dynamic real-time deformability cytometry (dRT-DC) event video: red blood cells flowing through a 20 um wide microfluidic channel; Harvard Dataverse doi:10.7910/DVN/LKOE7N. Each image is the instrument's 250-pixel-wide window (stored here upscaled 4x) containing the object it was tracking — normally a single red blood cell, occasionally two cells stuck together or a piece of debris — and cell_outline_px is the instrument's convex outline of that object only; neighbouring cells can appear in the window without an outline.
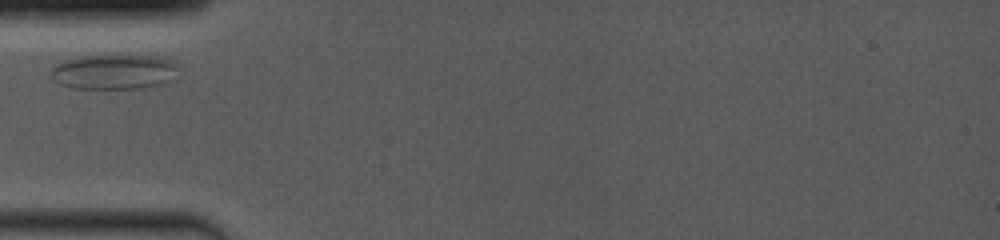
{"species": "common noctule bat (a hibernating species)", "species_latin": "Nyctalus noctula", "temperature_condition": "room temperature", "stored_images_in_passage": 38, "camera_frame_rate_fps": 4000, "um_per_image_px": 0.085, "animal": {"sex": "female", "body_mass_g": 19.0, "forearm_length_mm": 53.3}, "frame": {"image": 1, "passage_image": 1, "time_ms": 0.0, "image_size_px": [1000, 240], "cell_outline_px": [[176, 68], [168, 80], [164, 84], [140, 88], [72, 88], [60, 84], [52, 80], [52, 68], [56, 64], [64, 60], [84, 56], [148, 56], [168, 60], [176, 64]], "centroid_in_image_um": [9.6, 6.12], "position_along_channel_um": 75.4, "area_um2": 25.26}}
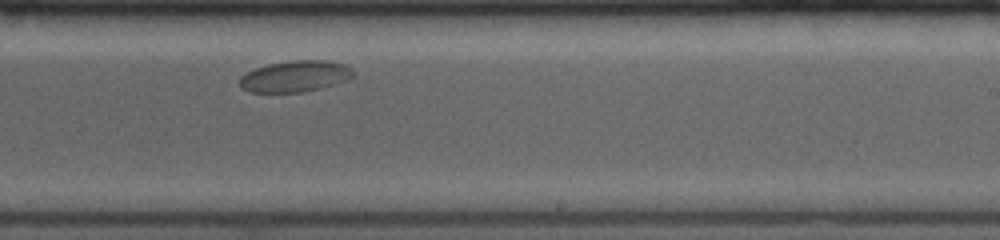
{"frame": {"image": 2, "passage_image": 22, "time_ms": 5.25, "image_size_px": [1000, 240], "cell_outline_px": [[352, 76], [344, 80], [320, 88], [304, 92], [252, 92], [244, 88], [240, 84], [240, 76], [256, 68], [268, 64], [292, 60], [324, 60], [344, 64], [352, 68]], "centroid_in_image_um": [25.07, 6.47], "position_along_channel_um": 263.9, "area_um2": 20.29}}
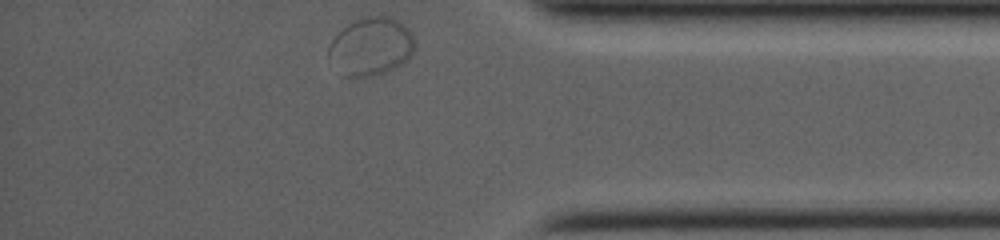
{"frame": {"image": 3, "passage_image": 38, "time_ms": 9.25, "image_size_px": [1000, 240], "cell_outline_px": [[416, 44], [408, 60], [384, 72], [372, 76], [340, 76], [328, 56], [328, 48], [332, 40], [348, 24], [360, 16], [392, 16], [400, 20], [412, 32]], "centroid_in_image_um": [31.54, 3.93], "position_along_channel_um": 403.7, "area_um2": 29.36}}